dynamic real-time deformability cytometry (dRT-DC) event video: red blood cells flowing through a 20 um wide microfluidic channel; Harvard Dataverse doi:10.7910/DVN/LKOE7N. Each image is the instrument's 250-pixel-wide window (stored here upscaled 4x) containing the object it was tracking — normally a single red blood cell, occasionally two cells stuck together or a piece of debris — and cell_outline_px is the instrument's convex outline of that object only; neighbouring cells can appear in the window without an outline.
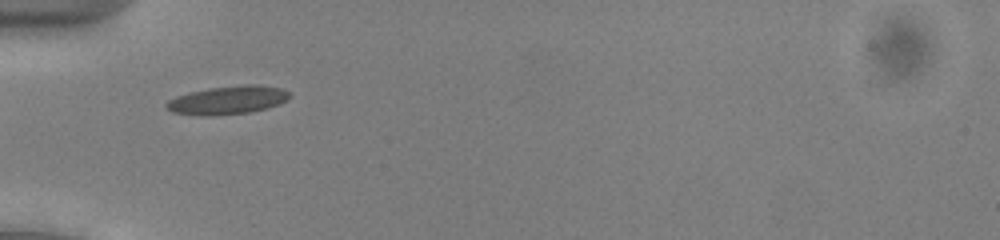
{"species": "common noctule bat (a hibernating species)", "species_latin": "Nyctalus noctula", "temperature_condition": "cold", "stored_images_in_passage": 37, "camera_frame_rate_fps": 3000, "um_per_image_px": 0.085, "animal": {"sex": "male", "body_mass_g": 13.0, "forearm_length_mm": 53.1}, "frame": {"image": 1, "passage_image": 1, "time_ms": 0.0, "image_size_px": [1000, 240], "cell_outline_px": [[292, 96], [288, 100], [280, 104], [268, 108], [248, 112], [212, 116], [204, 116], [172, 112], [164, 108], [164, 104], [168, 100], [176, 96], [208, 88], [248, 84], [260, 84], [280, 88], [288, 92]], "centroid_in_image_um": [19.36, 8.51], "position_along_channel_um": 65.6, "area_um2": 20.52}}
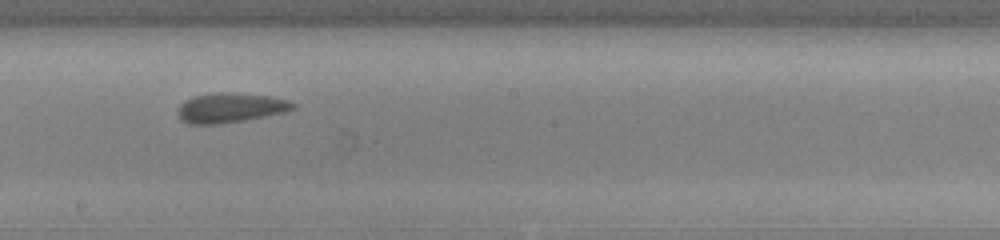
{"frame": {"image": 2, "passage_image": 14, "time_ms": 4.333, "image_size_px": [1000, 240], "cell_outline_px": [[296, 108], [284, 112], [244, 120], [216, 124], [188, 124], [180, 120], [176, 112], [176, 108], [184, 100], [192, 96], [212, 92], [240, 92], [272, 96], [288, 100], [296, 104]], "centroid_in_image_um": [19.53, 9.14], "position_along_channel_um": 228.7, "area_um2": 20.4}}
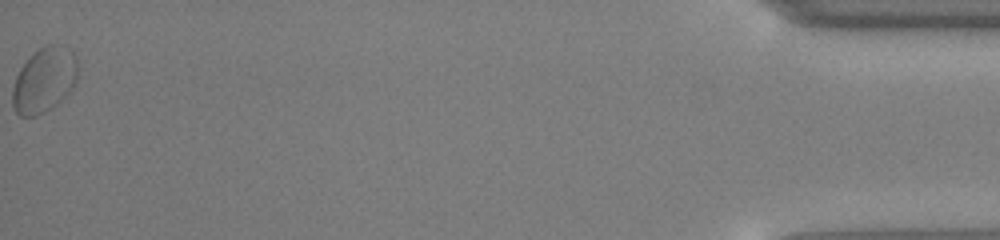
{"frame": {"image": 3, "passage_image": 37, "time_ms": 12.0, "image_size_px": [1000, 240], "cell_outline_px": [[76, 80], [68, 92], [56, 104], [44, 112], [36, 116], [20, 116], [16, 112], [12, 104], [12, 88], [16, 76], [20, 68], [40, 48], [48, 44], [52, 44], [72, 48], [76, 56]], "centroid_in_image_um": [3.74, 6.8], "position_along_channel_um": 431.5, "area_um2": 24.33}, "authors_computed_cell_mechanics": {"area_um2": 19.941, "velocity_mm_per_s": 3.834, "shape_relaxation_time_tau1_ms": 1.9559, "shape_relaxation_time_tau2_ms": 0.9135, "deformation_change_tau1": 0.0712, "deformation_change_tau2": 0.0725}}